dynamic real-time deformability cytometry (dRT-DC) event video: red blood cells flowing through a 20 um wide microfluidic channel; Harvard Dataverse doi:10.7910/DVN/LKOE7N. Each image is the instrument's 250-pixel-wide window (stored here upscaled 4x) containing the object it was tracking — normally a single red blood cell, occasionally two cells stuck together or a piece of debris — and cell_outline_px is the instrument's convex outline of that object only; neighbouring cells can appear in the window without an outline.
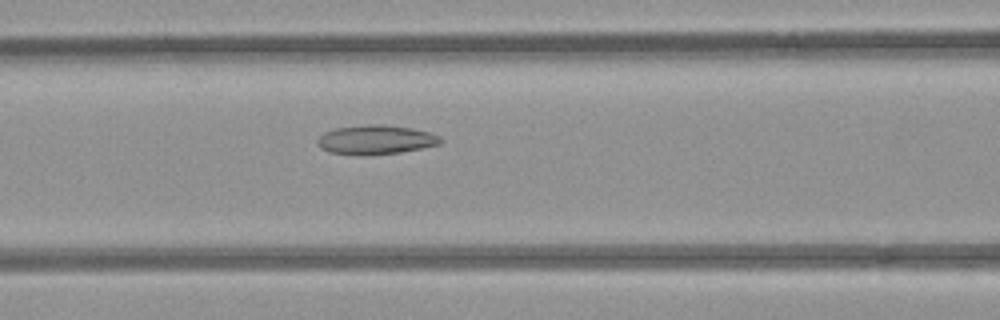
{"species": "common noctule bat (a hibernating species)", "species_latin": "Nyctalus noctula", "temperature_condition": "room temperature", "stored_images_in_passage": 42, "camera_frame_rate_fps": 3000, "um_per_image_px": 0.085, "animal": {"sex": "female", "body_mass_g": 21.9}, "frame": {"image": 1, "passage_image": 11, "time_ms": 3.333, "image_size_px": [1000, 320], "cell_outline_px": [[444, 140], [440, 144], [400, 152], [328, 152], [320, 148], [316, 144], [316, 140], [324, 132], [336, 128], [368, 124], [380, 124], [412, 128], [428, 132], [440, 136]], "centroid_in_image_um": [31.96, 11.82], "position_along_channel_um": 134.6, "area_um2": 20.06}}
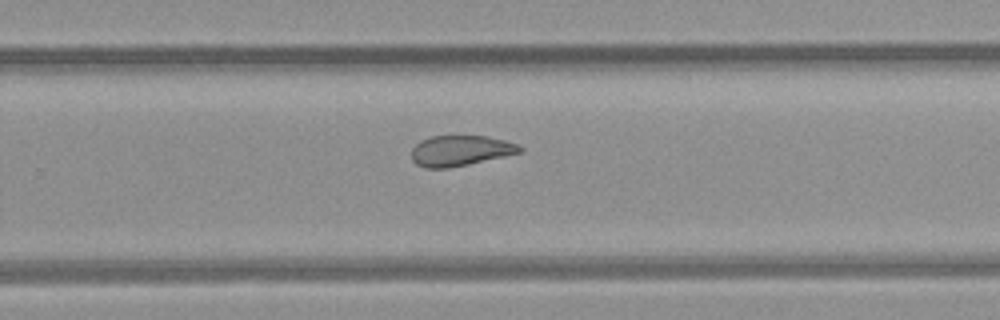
{"frame": {"image": 2, "passage_image": 23, "time_ms": 7.333, "image_size_px": [1000, 320], "cell_outline_px": [[524, 148], [520, 152], [504, 156], [468, 164], [448, 168], [424, 168], [416, 164], [412, 160], [412, 148], [420, 140], [432, 136], [488, 136], [504, 140], [516, 144]], "centroid_in_image_um": [39.1, 12.8], "position_along_channel_um": 290.7, "area_um2": 19.13}}
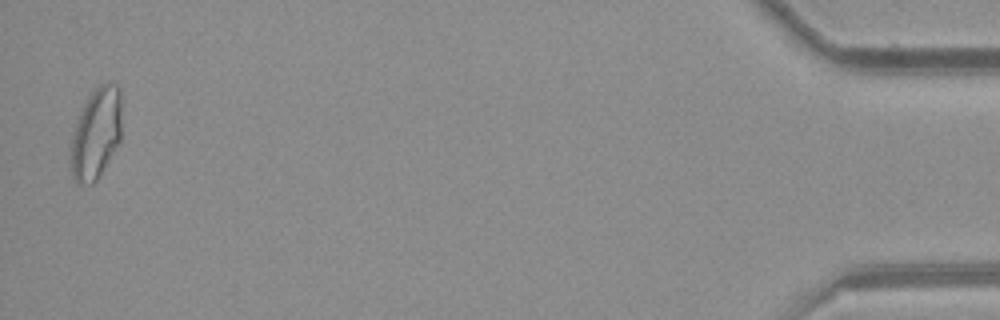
{"frame": {"image": 3, "passage_image": 41, "time_ms": 13.333, "image_size_px": [1000, 320], "cell_outline_px": [[120, 140], [96, 180], [92, 184], [76, 184], [72, 176], [72, 140], [76, 124], [80, 112], [88, 96], [104, 80], [108, 80], [116, 84], [120, 88]], "centroid_in_image_um": [8.18, 11.3], "position_along_channel_um": 427.0, "area_um2": 26.53}, "authors_computed_cell_mechanics": {"area_um2": 21.4438, "velocity_mm_per_s": 3.9065, "shape_relaxation_time_tau1_ms": null, "shape_relaxation_time_tau2_ms": 2.6562, "deformation_change_tau1": null, "deformation_change_tau2": 0.0959}}